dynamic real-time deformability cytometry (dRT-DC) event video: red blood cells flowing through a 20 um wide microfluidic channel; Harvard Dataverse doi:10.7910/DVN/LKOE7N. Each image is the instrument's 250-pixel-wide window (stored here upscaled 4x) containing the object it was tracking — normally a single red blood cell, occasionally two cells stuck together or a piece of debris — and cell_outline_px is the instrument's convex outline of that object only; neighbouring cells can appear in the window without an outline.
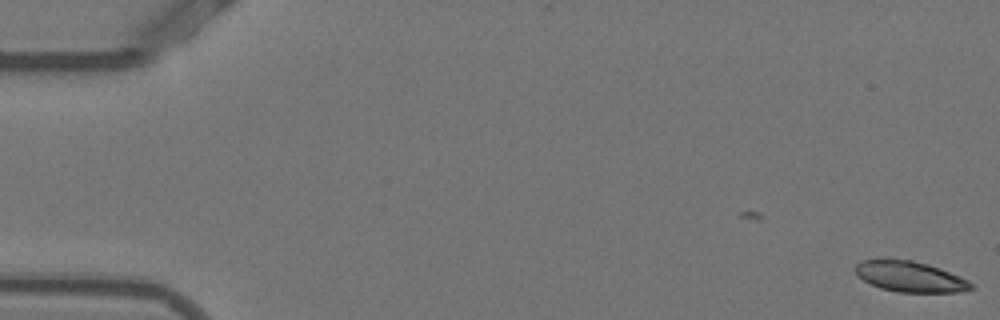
{"species": "Egyptian fruit bat (a non-hibernating species)", "species_latin": "Rousettus aegyptiacus", "temperature_condition": "warm", "stored_images_in_passage": 4, "camera_frame_rate_fps": 3000, "um_per_image_px": 0.085, "animal": {"sex": "female"}, "frame": {"image": 1, "passage_image": 4, "time_ms": 1.0, "image_size_px": [1000, 320], "cell_outline_px": [[976, 288], [964, 292], [900, 292], [880, 288], [856, 276], [856, 264], [864, 260], [912, 260], [928, 264], [940, 268], [960, 276], [976, 284]], "centroid_in_image_um": [77.44, 23.53], "position_along_channel_um": 7.6, "area_um2": 20.63}}